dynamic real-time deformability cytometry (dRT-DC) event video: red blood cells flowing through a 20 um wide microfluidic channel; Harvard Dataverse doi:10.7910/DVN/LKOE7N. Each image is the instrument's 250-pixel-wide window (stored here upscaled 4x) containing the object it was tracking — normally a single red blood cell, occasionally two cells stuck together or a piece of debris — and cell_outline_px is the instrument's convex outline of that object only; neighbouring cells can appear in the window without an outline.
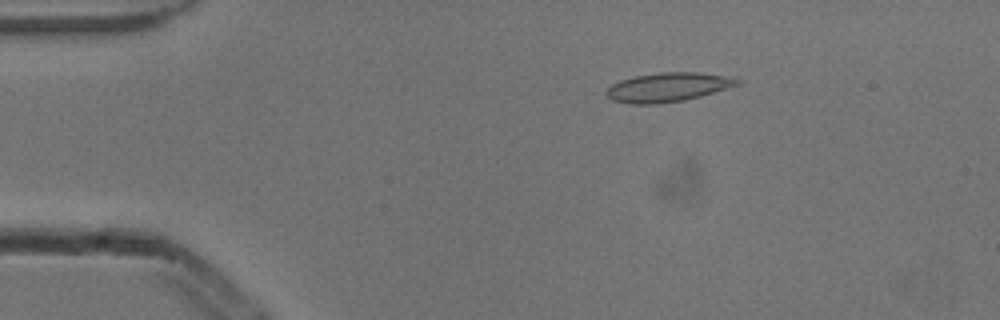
{"species": "common noctule bat (a hibernating species)", "species_latin": "Nyctalus noctula", "temperature_condition": "cold", "stored_images_in_passage": 6, "camera_frame_rate_fps": 3000, "um_per_image_px": 0.085, "animal": {"sex": "male", "body_mass_g": 13.3}, "frame": {"image": 1, "passage_image": 3, "time_ms": 0.667, "image_size_px": [1000, 320], "cell_outline_px": [[744, 80], [740, 84], [700, 96], [684, 100], [656, 104], [628, 104], [612, 100], [604, 92], [612, 84], [620, 80], [636, 76], [660, 72], [700, 72], [736, 76]], "centroid_in_image_um": [56.83, 7.4], "position_along_channel_um": 28.2, "area_um2": 22.48}}
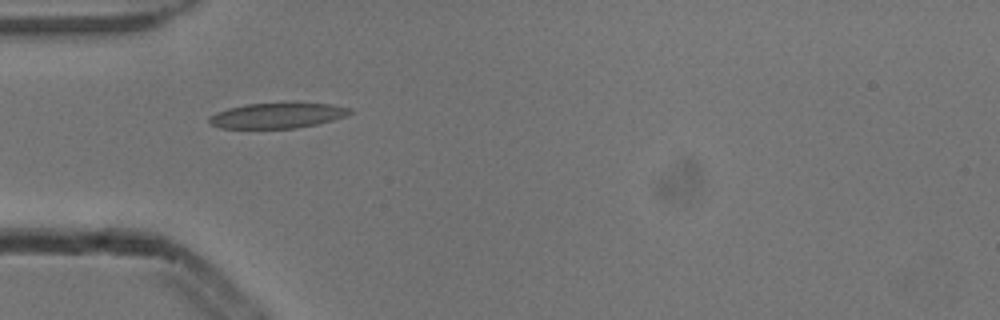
{"frame": {"image": 2, "passage_image": 5, "time_ms": 1.333, "image_size_px": [1000, 320], "cell_outline_px": [[352, 112], [344, 116], [332, 120], [316, 124], [296, 128], [220, 128], [208, 124], [208, 116], [216, 112], [228, 108], [244, 104], [292, 100], [332, 104], [352, 108]], "centroid_in_image_um": [23.57, 9.77], "position_along_channel_um": 61.4, "area_um2": 21.79}}
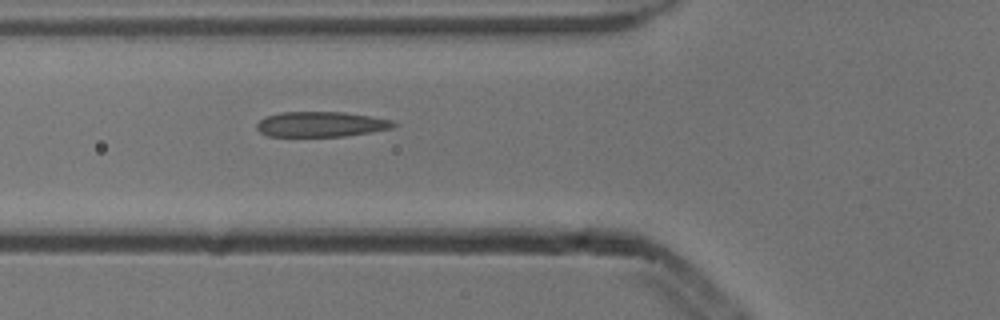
{"frame": {"image": 3, "passage_image": 6, "time_ms": 1.667, "image_size_px": [1000, 320], "cell_outline_px": [[400, 124], [392, 128], [372, 132], [344, 136], [268, 136], [260, 132], [256, 128], [256, 124], [264, 116], [280, 112], [344, 112], [392, 120]], "centroid_in_image_um": [27.28, 10.56], "position_along_channel_um": 98.5, "area_um2": 20.17}}